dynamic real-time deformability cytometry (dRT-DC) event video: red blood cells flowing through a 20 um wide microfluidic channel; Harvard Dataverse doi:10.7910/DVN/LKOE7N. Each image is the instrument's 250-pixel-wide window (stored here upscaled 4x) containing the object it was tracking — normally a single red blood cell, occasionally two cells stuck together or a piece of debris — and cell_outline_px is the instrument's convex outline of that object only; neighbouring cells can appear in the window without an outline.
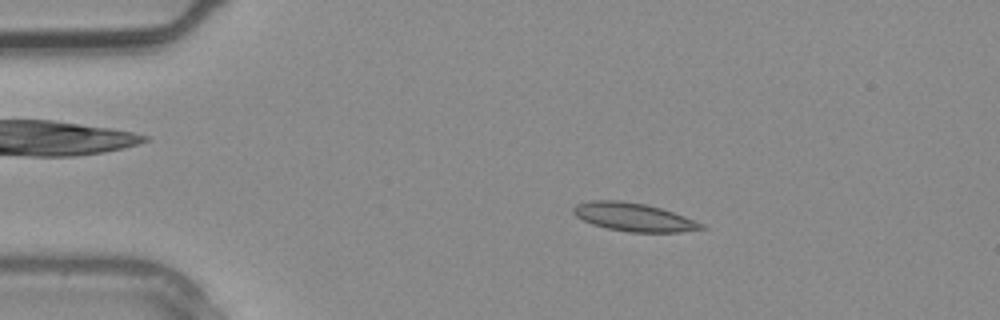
{"species": "common noctule bat (a hibernating species)", "species_latin": "Nyctalus noctula", "temperature_condition": "warm", "stored_images_in_passage": 1, "camera_frame_rate_fps": 3000, "um_per_image_px": 0.085, "animal": {"sex": "male", "body_mass_g": 20.4}, "frame": {"image": 1, "passage_image": 1, "time_ms": 0.0, "image_size_px": [1000, 320], "cell_outline_px": [[708, 228], [680, 232], [628, 232], [608, 228], [592, 224], [576, 216], [572, 212], [572, 208], [576, 204], [592, 200], [620, 200], [644, 204], [660, 208], [684, 216], [704, 224]], "centroid_in_image_um": [53.86, 18.45], "position_along_channel_um": 31.1, "area_um2": 20.98}}